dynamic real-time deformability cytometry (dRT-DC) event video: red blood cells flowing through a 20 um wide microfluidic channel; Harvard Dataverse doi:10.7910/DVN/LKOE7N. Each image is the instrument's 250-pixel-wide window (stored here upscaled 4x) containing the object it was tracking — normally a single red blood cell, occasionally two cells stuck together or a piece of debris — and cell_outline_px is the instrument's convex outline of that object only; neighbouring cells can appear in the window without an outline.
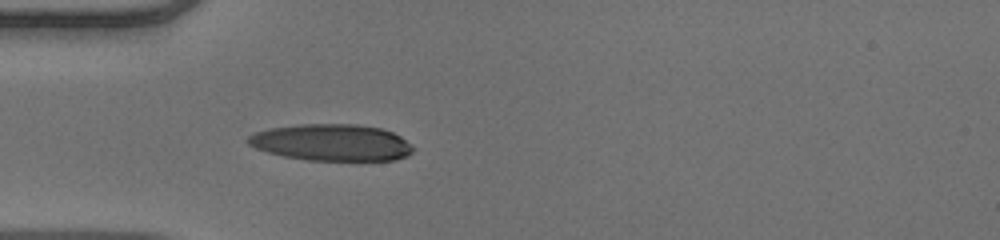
{"species": "human", "species_latin": "Homo sapiens", "temperature_condition": "warm", "stored_images_in_passage": 36, "camera_frame_rate_fps": 3000, "um_per_image_px": 0.085, "donor": {"sex": "male"}, "frame": {"image": 1, "passage_image": 1, "time_ms": 0.0, "image_size_px": [1000, 240], "cell_outline_px": [[412, 152], [408, 156], [396, 160], [308, 160], [284, 156], [268, 152], [256, 148], [248, 144], [244, 140], [248, 136], [256, 132], [268, 128], [300, 124], [356, 124], [380, 128], [392, 132], [400, 136], [412, 148]], "centroid_in_image_um": [28.15, 12.11], "position_along_channel_um": 56.9, "area_um2": 35.14}}
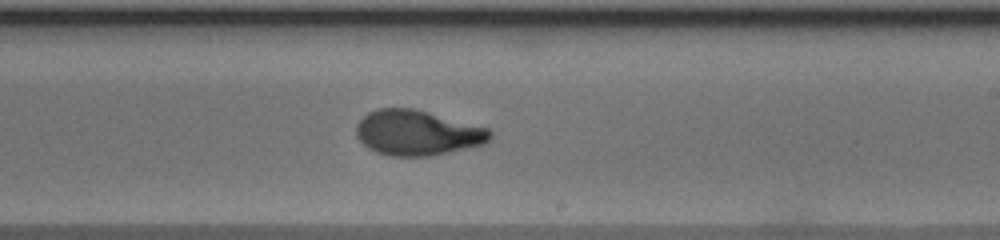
{"frame": {"image": 2, "passage_image": 16, "time_ms": 5.0, "image_size_px": [1000, 240], "cell_outline_px": [[492, 136], [484, 144], [448, 152], [428, 156], [392, 156], [376, 152], [368, 148], [356, 136], [356, 124], [368, 112], [376, 108], [412, 108], [488, 128], [492, 132]], "centroid_in_image_um": [35.44, 11.29], "position_along_channel_um": 253.6, "area_um2": 34.97}}
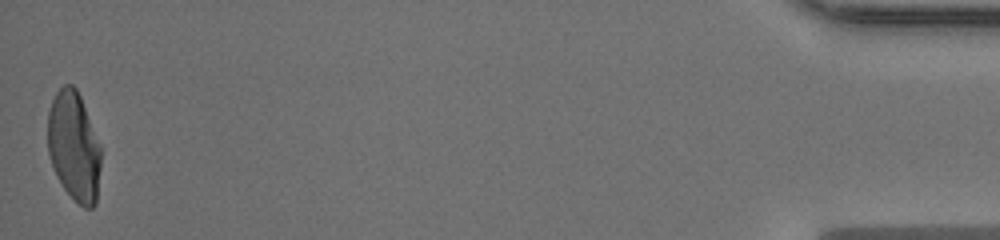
{"frame": {"image": 3, "passage_image": 36, "time_ms": 11.667, "image_size_px": [1000, 240], "cell_outline_px": [[100, 168], [96, 204], [92, 208], [84, 208], [64, 188], [52, 164], [48, 152], [48, 112], [52, 100], [56, 92], [64, 84], [72, 84], [76, 88], [80, 96], [100, 144]], "centroid_in_image_um": [6.29, 12.42], "position_along_channel_um": 428.9, "area_um2": 33.52}, "authors_computed_cell_mechanics": {"area_um2": 34.9112, "velocity_mm_per_s": 4.0527, "shape_relaxation_time_tau1_ms": 5.4135, "shape_relaxation_time_tau2_ms": 1.014, "deformation_change_tau1": 0.2751, "deformation_change_tau2": 0.0632}}